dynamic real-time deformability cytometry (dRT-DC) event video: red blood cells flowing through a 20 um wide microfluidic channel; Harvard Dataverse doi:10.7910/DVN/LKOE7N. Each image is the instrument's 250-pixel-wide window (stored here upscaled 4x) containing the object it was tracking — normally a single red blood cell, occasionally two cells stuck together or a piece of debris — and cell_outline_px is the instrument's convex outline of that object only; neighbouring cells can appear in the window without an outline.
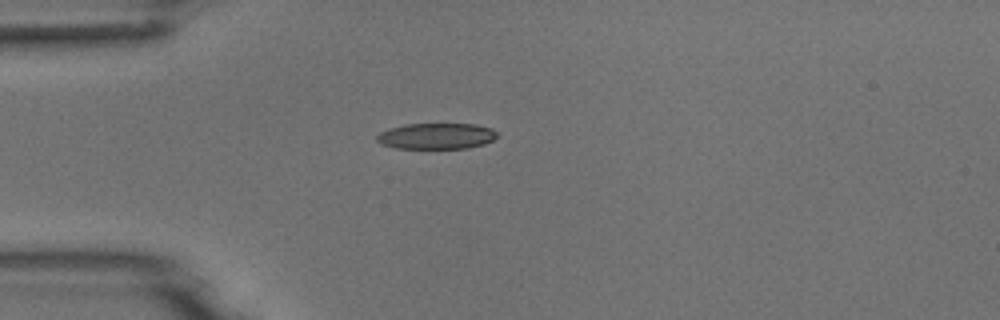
{"species": "common noctule bat (a hibernating species)", "species_latin": "Nyctalus noctula", "temperature_condition": "room temperature", "stored_images_in_passage": 1, "camera_frame_rate_fps": 3000, "um_per_image_px": 0.085, "animal": {"sex": "male", "body_mass_g": 18.8}, "frame": {"image": 1, "passage_image": 1, "time_ms": 0.0, "image_size_px": [1000, 320], "cell_outline_px": [[496, 136], [492, 140], [484, 144], [468, 148], [396, 148], [380, 144], [376, 140], [376, 136], [380, 132], [388, 128], [404, 124], [476, 124], [492, 128], [496, 132]], "centroid_in_image_um": [37.06, 11.56], "position_along_channel_um": 47.9, "area_um2": 18.26}}